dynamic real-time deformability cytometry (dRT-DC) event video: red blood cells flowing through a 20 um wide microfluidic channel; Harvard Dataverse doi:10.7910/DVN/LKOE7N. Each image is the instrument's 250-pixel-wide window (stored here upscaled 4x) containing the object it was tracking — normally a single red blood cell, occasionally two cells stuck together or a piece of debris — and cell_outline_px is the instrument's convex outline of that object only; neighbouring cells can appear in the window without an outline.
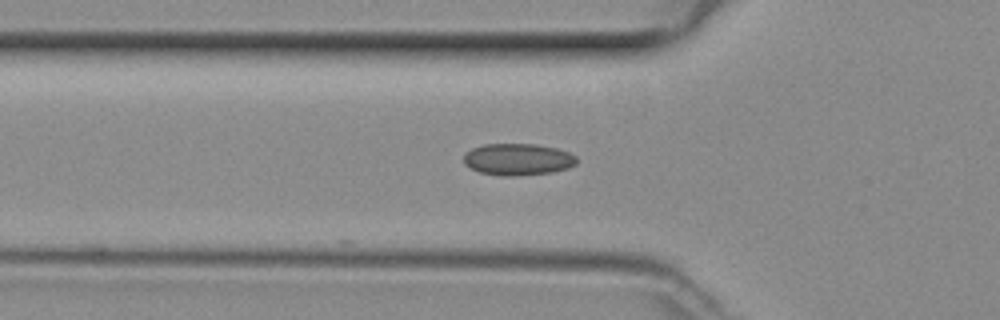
{"species": "common noctule bat (a hibernating species)", "species_latin": "Nyctalus noctula", "temperature_condition": "room temperature", "stored_images_in_passage": 16, "camera_frame_rate_fps": 3000, "um_per_image_px": 0.085, "animal": {"sex": "female", "body_mass_g": 29.2, "forearm_length_mm": 56.3}, "frame": {"image": 1, "passage_image": 3, "time_ms": 0.667, "image_size_px": [1000, 320], "cell_outline_px": [[576, 164], [568, 168], [552, 172], [516, 176], [500, 176], [480, 172], [464, 164], [464, 152], [472, 148], [484, 144], [536, 144], [556, 148], [568, 152], [576, 156]], "centroid_in_image_um": [44.0, 13.54], "position_along_channel_um": 81.8, "area_um2": 20.98}}
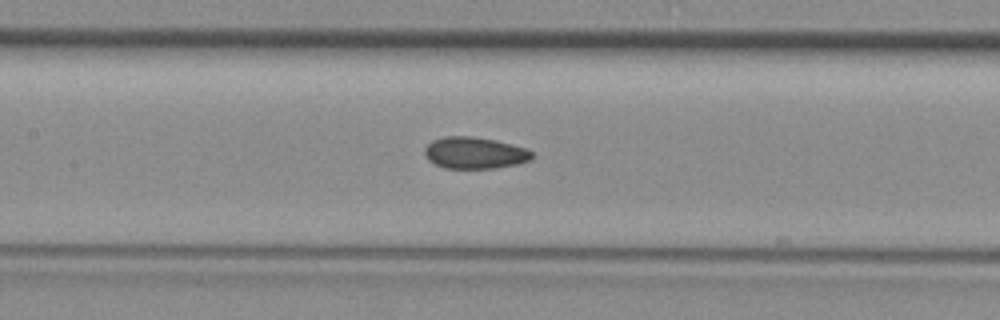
{"frame": {"image": 2, "passage_image": 9, "time_ms": 2.667, "image_size_px": [1000, 320], "cell_outline_px": [[532, 156], [528, 160], [516, 164], [496, 168], [444, 168], [428, 160], [424, 152], [424, 148], [432, 140], [444, 136], [468, 136], [496, 140], [524, 148], [532, 152]], "centroid_in_image_um": [40.29, 12.99], "position_along_channel_um": 167.1, "area_um2": 19.59}}
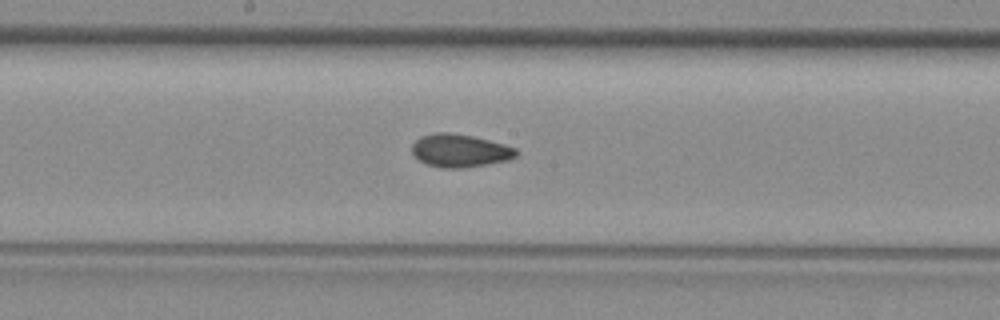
{"frame": {"image": 3, "passage_image": 12, "time_ms": 3.667, "image_size_px": [1000, 320], "cell_outline_px": [[520, 152], [516, 156], [508, 160], [464, 168], [440, 168], [428, 164], [420, 160], [412, 152], [412, 144], [420, 136], [436, 132], [448, 132], [472, 136], [504, 144], [516, 148]], "centroid_in_image_um": [39.1, 12.8], "position_along_channel_um": 209.1, "area_um2": 20.0}}